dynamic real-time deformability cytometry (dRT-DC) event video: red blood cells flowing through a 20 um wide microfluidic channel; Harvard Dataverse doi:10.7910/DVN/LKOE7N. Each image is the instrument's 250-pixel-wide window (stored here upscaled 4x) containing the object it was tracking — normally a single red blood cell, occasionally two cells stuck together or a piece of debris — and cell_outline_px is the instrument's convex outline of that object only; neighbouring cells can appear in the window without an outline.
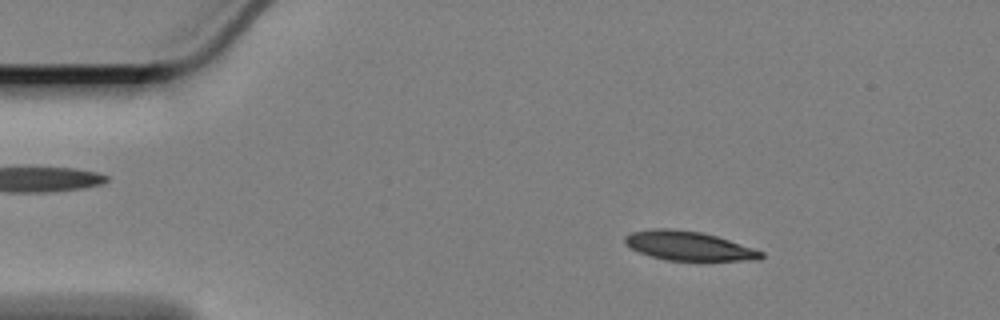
{"species": "Egyptian fruit bat (a non-hibernating species)", "species_latin": "Rousettus aegyptiacus", "temperature_condition": "cold", "stored_images_in_passage": 58, "camera_frame_rate_fps": 3000, "um_per_image_px": 0.085, "animal": {"sex": "female"}, "frame": {"image": 1, "passage_image": 8, "time_ms": 2.333, "image_size_px": [1000, 320], "cell_outline_px": [[764, 256], [760, 260], [668, 260], [652, 256], [640, 252], [624, 244], [624, 236], [632, 232], [656, 228], [668, 228], [700, 232], [716, 236], [764, 252]], "centroid_in_image_um": [58.52, 20.89], "position_along_channel_um": 26.5, "area_um2": 22.77}}
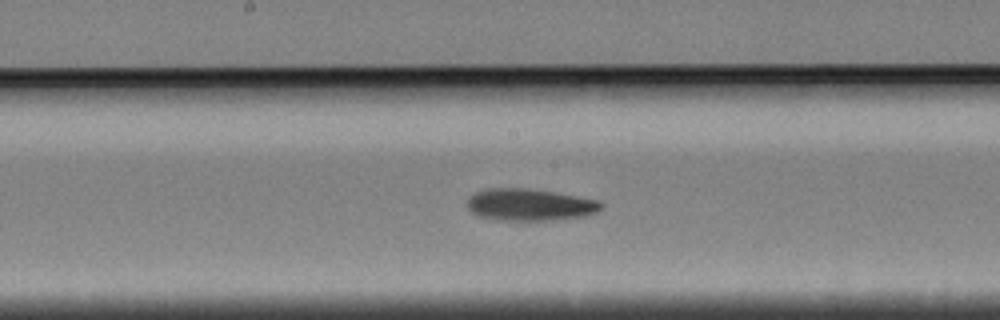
{"frame": {"image": 2, "passage_image": 29, "time_ms": 9.333, "image_size_px": [1000, 320], "cell_outline_px": [[604, 204], [596, 212], [588, 216], [552, 220], [500, 220], [480, 216], [472, 212], [464, 204], [468, 196], [484, 188], [528, 188], [600, 200]], "centroid_in_image_um": [45.0, 17.39], "position_along_channel_um": 203.2, "area_um2": 25.14}}
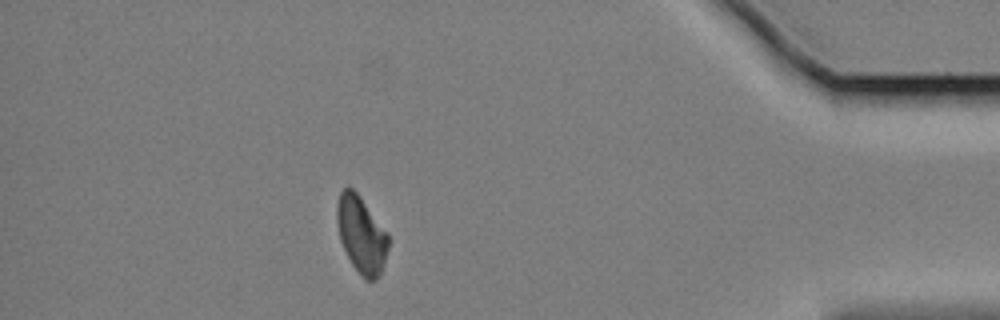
{"frame": {"image": 3, "passage_image": 51, "time_ms": 16.667, "image_size_px": [1000, 320], "cell_outline_px": [[388, 248], [384, 264], [380, 276], [376, 280], [364, 280], [352, 264], [340, 240], [336, 220], [336, 204], [340, 192], [348, 184], [360, 196], [388, 232]], "centroid_in_image_um": [30.71, 19.93], "position_along_channel_um": 404.5, "area_um2": 23.24}, "authors_computed_cell_mechanics": {"area_um2": 24.1026, "velocity_mm_per_s": 3.3612, "shape_relaxation_time_tau1_ms": 4.2533, "shape_relaxation_time_tau2_ms": null, "deformation_change_tau1": 0.111, "deformation_change_tau2": null}}